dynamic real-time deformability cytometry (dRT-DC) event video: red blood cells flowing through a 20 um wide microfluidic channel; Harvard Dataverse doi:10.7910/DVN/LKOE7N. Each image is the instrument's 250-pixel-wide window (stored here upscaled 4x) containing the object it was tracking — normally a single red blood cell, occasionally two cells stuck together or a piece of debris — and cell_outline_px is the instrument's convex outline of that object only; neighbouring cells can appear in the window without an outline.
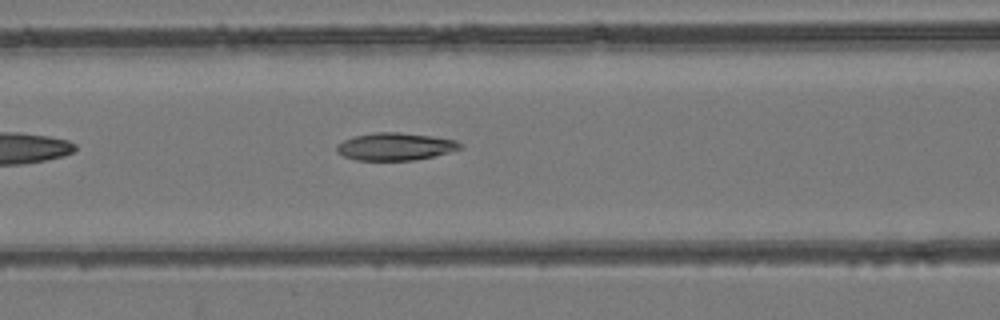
{"species": "common noctule bat (a hibernating species)", "species_latin": "Nyctalus noctula", "temperature_condition": "room temperature", "stored_images_in_passage": 38, "camera_frame_rate_fps": 3000, "um_per_image_px": 0.085, "animal": {"sex": "female", "body_mass_g": 24.6, "forearm_length_mm": 56.2}, "frame": {"image": 1, "passage_image": 9, "time_ms": 2.667, "image_size_px": [1000, 320], "cell_outline_px": [[464, 148], [452, 152], [412, 160], [356, 160], [344, 156], [336, 152], [336, 144], [352, 136], [372, 132], [400, 132], [432, 136], [456, 140], [464, 144]], "centroid_in_image_um": [33.61, 12.44], "position_along_channel_um": 133.0, "area_um2": 20.06}}
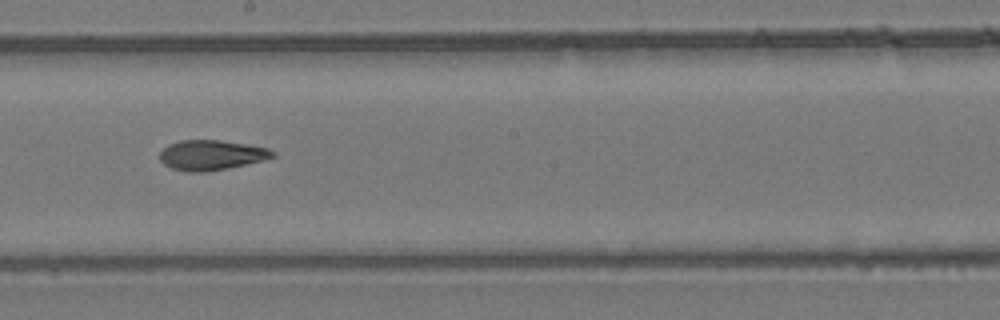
{"frame": {"image": 2, "passage_image": 16, "time_ms": 5.0, "image_size_px": [1000, 320], "cell_outline_px": [[276, 156], [264, 160], [248, 164], [228, 168], [204, 172], [188, 172], [172, 168], [164, 164], [160, 160], [160, 152], [168, 144], [180, 140], [220, 140], [268, 148], [276, 152]], "centroid_in_image_um": [17.97, 13.18], "position_along_channel_um": 230.2, "area_um2": 19.77}}
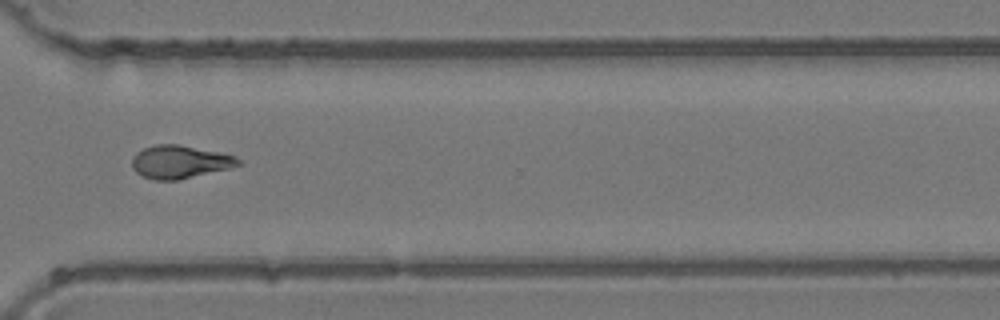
{"frame": {"image": 3, "passage_image": 25, "time_ms": 8.0, "image_size_px": [1000, 320], "cell_outline_px": [[244, 164], [180, 180], [156, 180], [144, 176], [136, 172], [132, 168], [132, 156], [136, 152], [144, 148], [156, 144], [176, 144], [220, 152], [236, 156]], "centroid_in_image_um": [15.29, 13.76], "position_along_channel_um": 355.3, "area_um2": 20.46}}